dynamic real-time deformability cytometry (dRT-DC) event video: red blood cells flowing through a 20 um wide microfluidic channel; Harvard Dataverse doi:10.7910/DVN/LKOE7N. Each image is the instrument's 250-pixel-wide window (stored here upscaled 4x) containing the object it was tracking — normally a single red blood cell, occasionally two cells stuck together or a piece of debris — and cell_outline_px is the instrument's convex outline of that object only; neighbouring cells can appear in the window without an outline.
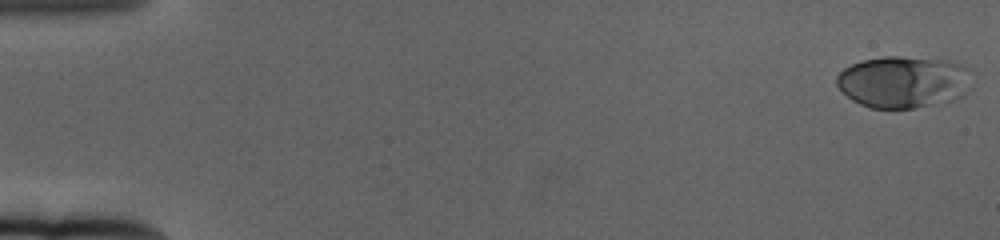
{"species": "human", "species_latin": "Homo sapiens", "temperature_condition": "cold", "stored_images_in_passage": 61, "camera_frame_rate_fps": 3000, "um_per_image_px": 0.085, "donor": {"sex": "female"}, "frame": {"image": 1, "passage_image": 1, "time_ms": 0.0, "image_size_px": [1000, 240], "cell_outline_px": [[972, 68], [968, 88], [964, 96], [956, 100], [916, 108], [868, 108], [852, 100], [836, 84], [836, 76], [844, 68], [852, 64], [864, 60], [884, 56], [900, 56], [948, 60]], "centroid_in_image_um": [76.84, 6.96], "position_along_channel_um": 8.2, "area_um2": 41.33}}
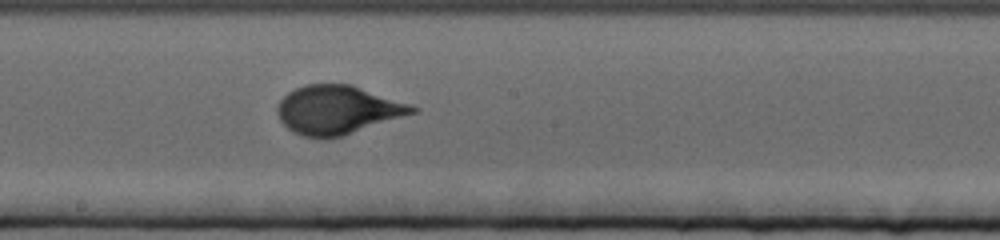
{"frame": {"image": 2, "passage_image": 34, "time_ms": 11.0, "image_size_px": [1000, 240], "cell_outline_px": [[420, 108], [416, 112], [344, 136], [324, 140], [320, 140], [304, 136], [292, 132], [280, 120], [276, 112], [276, 108], [280, 100], [288, 92], [304, 84], [352, 84]], "centroid_in_image_um": [28.65, 9.36], "position_along_channel_um": 219.5, "area_um2": 38.49}}
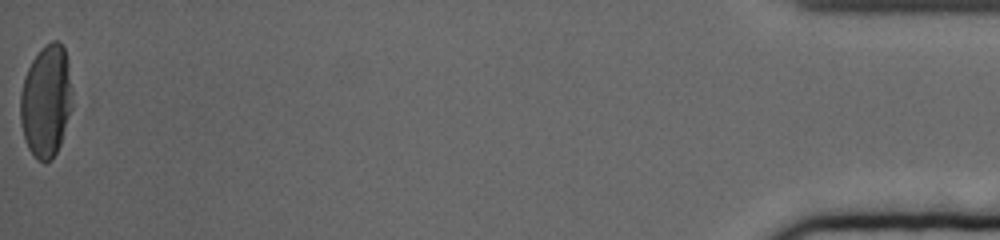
{"frame": {"image": 3, "passage_image": 61, "time_ms": 20.0, "image_size_px": [1000, 240], "cell_outline_px": [[72, 108], [60, 144], [52, 160], [44, 164], [36, 160], [28, 148], [24, 140], [20, 124], [20, 92], [24, 76], [32, 60], [40, 48], [52, 40], [56, 40], [64, 48], [68, 60], [72, 92]], "centroid_in_image_um": [3.91, 8.62], "position_along_channel_um": 431.3, "area_um2": 34.56}, "authors_computed_cell_mechanics": {"area_um2": 35.9516, "velocity_mm_per_s": 3.3428, "shape_relaxation_time_tau1_ms": 4.3414, "shape_relaxation_time_tau2_ms": null, "deformation_change_tau1": 0.1962, "deformation_change_tau2": null}}